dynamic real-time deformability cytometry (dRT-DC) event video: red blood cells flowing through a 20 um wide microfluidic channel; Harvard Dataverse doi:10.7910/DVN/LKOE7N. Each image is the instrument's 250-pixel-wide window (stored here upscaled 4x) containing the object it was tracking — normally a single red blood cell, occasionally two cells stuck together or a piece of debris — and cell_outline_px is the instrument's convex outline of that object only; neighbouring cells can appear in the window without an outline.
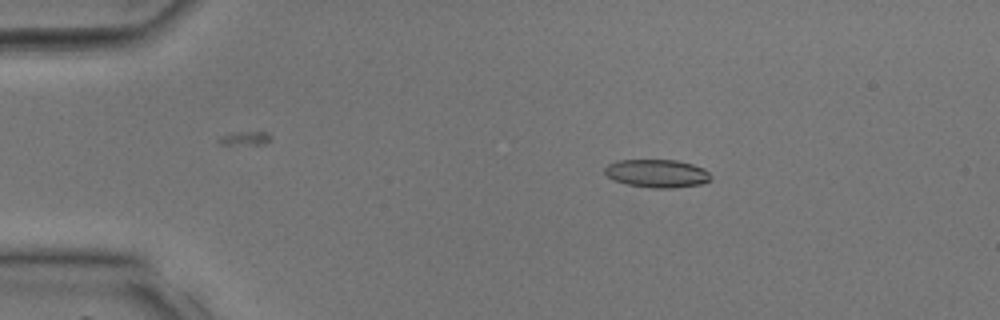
{"species": "common noctule bat (a hibernating species)", "species_latin": "Nyctalus noctula", "temperature_condition": "room temperature", "stored_images_in_passage": 31, "camera_frame_rate_fps": 3000, "um_per_image_px": 0.085, "animal": {"sex": "male", "body_mass_g": 17.9, "forearm_length_mm": 54.2}, "frame": {"image": 1, "passage_image": 1, "time_ms": 0.0, "image_size_px": [1000, 320], "cell_outline_px": [[712, 180], [704, 184], [672, 188], [652, 188], [628, 184], [612, 180], [604, 172], [604, 168], [608, 164], [616, 160], [676, 160], [692, 164], [704, 168], [712, 176]], "centroid_in_image_um": [55.87, 14.74], "position_along_channel_um": 29.1, "area_um2": 17.57}}
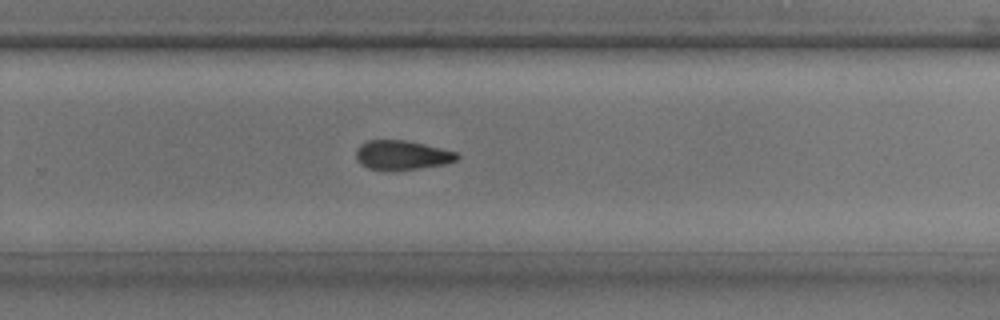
{"frame": {"image": 2, "passage_image": 19, "time_ms": 6.0, "image_size_px": [1000, 320], "cell_outline_px": [[460, 156], [456, 160], [444, 164], [416, 168], [368, 168], [360, 164], [356, 160], [356, 148], [360, 144], [368, 140], [404, 140], [424, 144], [456, 152]], "centroid_in_image_um": [34.14, 13.15], "position_along_channel_um": 295.7, "area_um2": 16.7}}
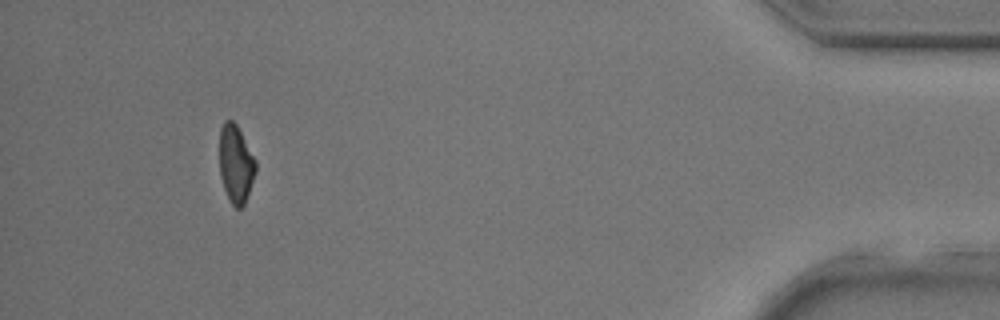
{"frame": {"image": 3, "passage_image": 29, "time_ms": 9.333, "image_size_px": [1000, 320], "cell_outline_px": [[256, 172], [244, 204], [240, 208], [236, 208], [228, 200], [220, 176], [220, 128], [224, 120], [232, 120], [236, 124], [256, 160]], "centroid_in_image_um": [20.04, 13.94], "position_along_channel_um": 415.2, "area_um2": 16.36}}